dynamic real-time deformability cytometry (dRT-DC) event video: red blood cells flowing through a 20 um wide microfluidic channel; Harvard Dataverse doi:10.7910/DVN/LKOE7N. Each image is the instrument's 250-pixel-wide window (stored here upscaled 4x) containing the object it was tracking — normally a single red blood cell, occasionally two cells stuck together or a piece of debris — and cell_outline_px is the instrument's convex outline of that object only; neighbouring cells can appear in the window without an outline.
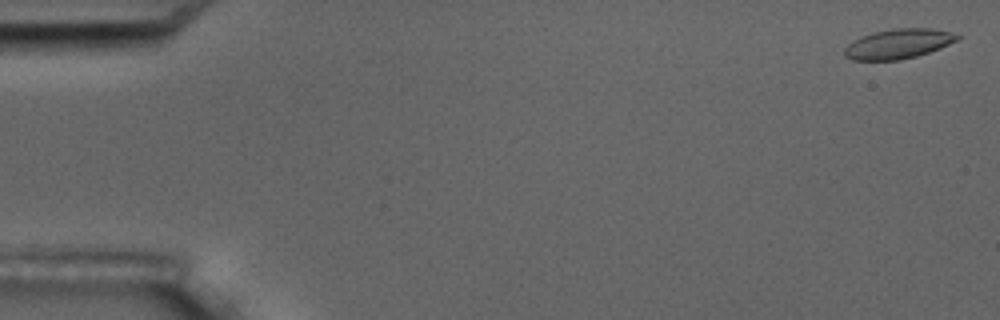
{"species": "common noctule bat (a hibernating species)", "species_latin": "Nyctalus noctula", "temperature_condition": "room temperature", "stored_images_in_passage": 17, "camera_frame_rate_fps": 3000, "um_per_image_px": 0.085, "animal": {"sex": "male", "body_mass_g": 17.5, "forearm_length_mm": 52.3}, "frame": {"image": 1, "passage_image": 1, "time_ms": 0.0, "image_size_px": [1000, 320], "cell_outline_px": [[964, 36], [940, 48], [916, 56], [900, 60], [852, 60], [844, 56], [844, 48], [852, 40], [860, 36], [872, 32], [892, 28], [932, 28]], "centroid_in_image_um": [76.31, 3.72], "position_along_channel_um": 8.7, "area_um2": 19.65}}
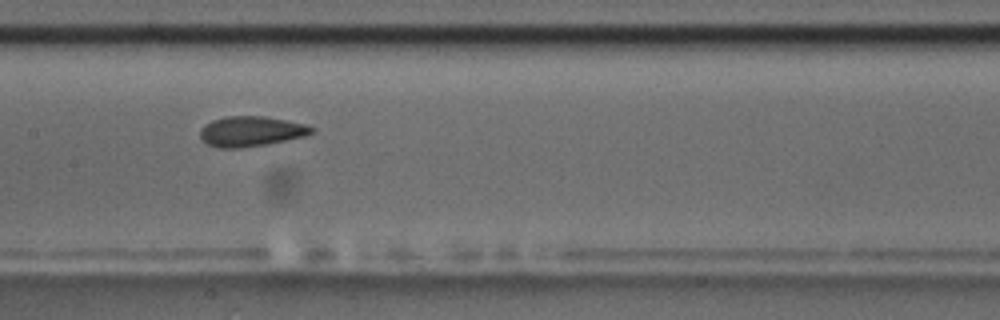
{"frame": {"image": 2, "passage_image": 9, "time_ms": 9.0, "image_size_px": [1000, 320], "cell_outline_px": [[316, 132], [304, 136], [268, 144], [240, 148], [220, 148], [204, 144], [200, 136], [200, 128], [204, 124], [212, 120], [228, 116], [264, 116], [308, 124], [316, 128]], "centroid_in_image_um": [21.35, 11.17], "position_along_channel_um": 186.1, "area_um2": 19.94}}
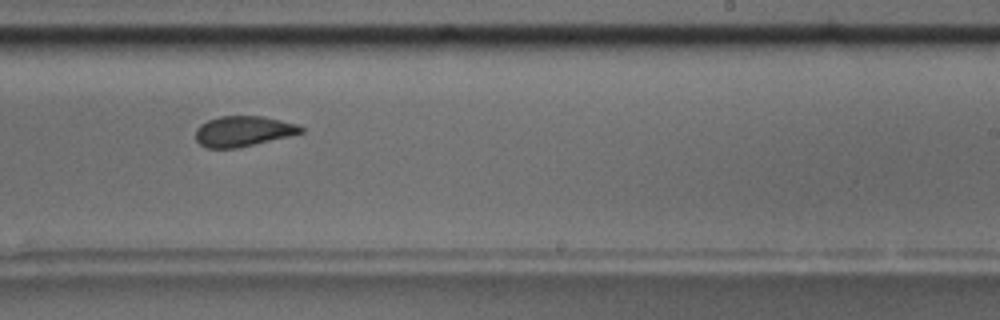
{"frame": {"image": 3, "passage_image": 11, "time_ms": 11.333, "image_size_px": [1000, 320], "cell_outline_px": [[304, 132], [288, 136], [236, 148], [208, 148], [200, 144], [196, 140], [196, 128], [200, 124], [208, 120], [220, 116], [260, 116], [280, 120], [296, 124], [304, 128]], "centroid_in_image_um": [20.64, 11.15], "position_along_channel_um": 268.4, "area_um2": 18.44}, "authors_computed_cell_mechanics": {"area_um2": 19.652, "velocity_mm_per_s": 3.5367, "shape_relaxation_time_tau1_ms": null, "shape_relaxation_time_tau2_ms": 1.4427, "deformation_change_tau1": null, "deformation_change_tau2": 0.0465}}